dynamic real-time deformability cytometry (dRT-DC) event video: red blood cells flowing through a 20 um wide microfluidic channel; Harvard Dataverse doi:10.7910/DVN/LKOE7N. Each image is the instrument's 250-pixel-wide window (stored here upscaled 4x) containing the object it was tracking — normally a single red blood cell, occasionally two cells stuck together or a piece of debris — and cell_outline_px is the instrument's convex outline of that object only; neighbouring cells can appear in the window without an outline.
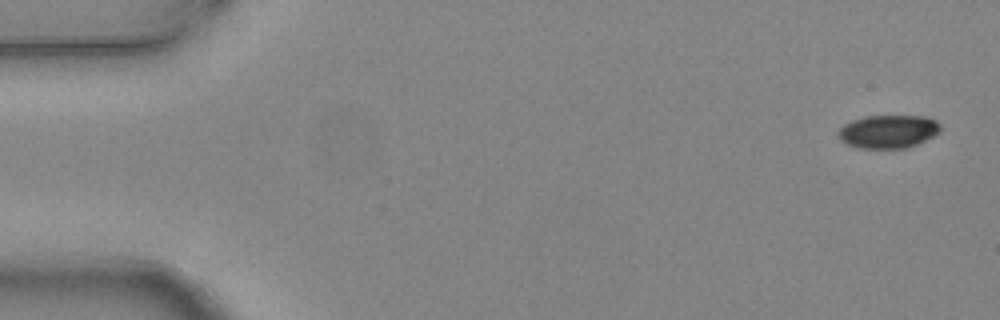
{"species": "common noctule bat (a hibernating species)", "species_latin": "Nyctalus noctula", "temperature_condition": "warm", "stored_images_in_passage": 4, "camera_frame_rate_fps": 3000, "um_per_image_px": 0.085, "animal": {"sex": "female", "body_mass_g": 24.6, "forearm_length_mm": 56.2}, "frame": {"image": 1, "passage_image": 1, "time_ms": 0.0, "image_size_px": [1000, 320], "cell_outline_px": [[940, 132], [908, 148], [856, 148], [840, 140], [836, 132], [844, 124], [852, 120], [864, 116], [924, 116], [936, 120], [940, 124]], "centroid_in_image_um": [75.47, 11.17], "position_along_channel_um": 9.5, "area_um2": 19.83}}
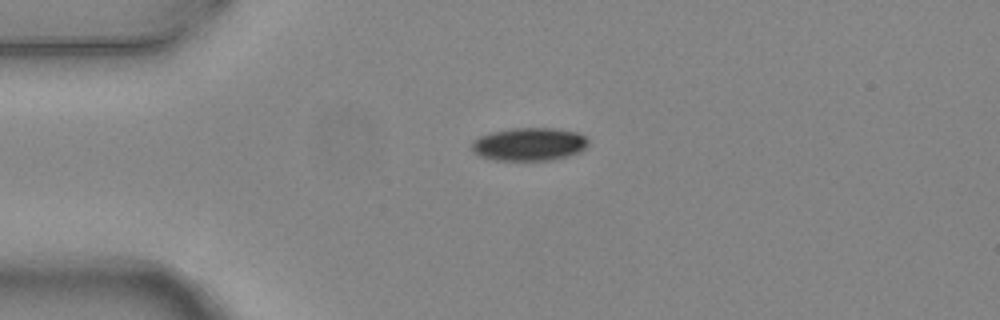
{"frame": {"image": 2, "passage_image": 4, "time_ms": 1.0, "image_size_px": [1000, 320], "cell_outline_px": [[588, 144], [580, 152], [568, 156], [548, 160], [492, 160], [480, 156], [472, 152], [472, 140], [480, 136], [492, 132], [512, 128], [556, 128], [580, 132], [588, 140]], "centroid_in_image_um": [44.98, 12.25], "position_along_channel_um": 40.0, "area_um2": 22.6}}